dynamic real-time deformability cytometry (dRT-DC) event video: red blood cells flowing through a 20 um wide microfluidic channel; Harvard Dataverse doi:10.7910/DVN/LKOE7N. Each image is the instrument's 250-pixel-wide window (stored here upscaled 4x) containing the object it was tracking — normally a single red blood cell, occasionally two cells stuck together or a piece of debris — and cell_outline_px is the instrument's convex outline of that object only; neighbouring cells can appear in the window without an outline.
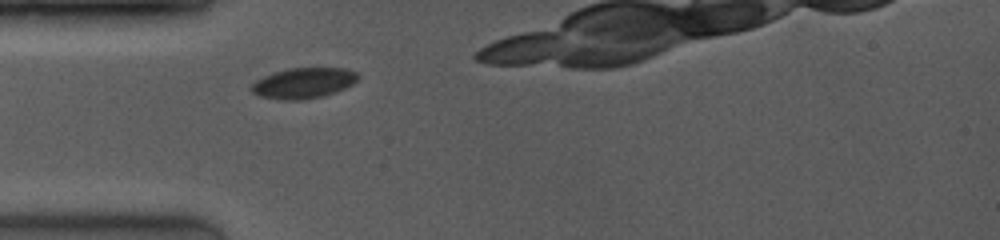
{"species": "common noctule bat (a hibernating species)", "species_latin": "Nyctalus noctula", "temperature_condition": "room temperature", "stored_images_in_passage": 12, "camera_frame_rate_fps": 4000, "um_per_image_px": 0.085, "animal": {"sex": "female", "body_mass_g": 19.0, "forearm_length_mm": 53.3}, "frame": {"image": 1, "passage_image": 4, "time_ms": 0.75, "image_size_px": [1000, 240], "cell_outline_px": [[360, 76], [352, 84], [336, 92], [324, 96], [304, 100], [280, 100], [260, 96], [252, 92], [248, 88], [256, 80], [264, 76], [276, 72], [292, 68], [344, 68], [356, 72]], "centroid_in_image_um": [25.79, 7.07], "position_along_channel_um": 59.2, "area_um2": 19.02}}